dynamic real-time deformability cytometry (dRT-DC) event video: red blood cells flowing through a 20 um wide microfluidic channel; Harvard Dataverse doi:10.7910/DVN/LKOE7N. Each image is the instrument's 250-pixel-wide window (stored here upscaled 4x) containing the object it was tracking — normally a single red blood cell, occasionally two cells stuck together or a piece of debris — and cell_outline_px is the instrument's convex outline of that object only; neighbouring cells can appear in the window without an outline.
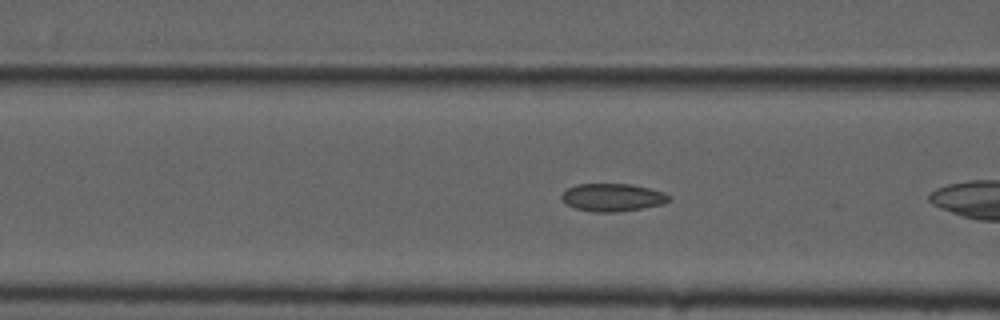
{"species": "common noctule bat (a hibernating species)", "species_latin": "Nyctalus noctula", "temperature_condition": "cold", "stored_images_in_passage": 8, "camera_frame_rate_fps": 3000, "um_per_image_px": 0.085, "animal": {"sex": "male", "forearm_length_mm": 52.5}, "frame": {"image": 1, "passage_image": 6, "time_ms": 1.667, "image_size_px": [1000, 320], "cell_outline_px": [[672, 196], [668, 200], [660, 204], [640, 208], [616, 212], [592, 212], [576, 208], [568, 204], [560, 196], [568, 188], [576, 184], [632, 184], [664, 192]], "centroid_in_image_um": [52.06, 16.77], "position_along_channel_um": 114.5, "area_um2": 17.11}}